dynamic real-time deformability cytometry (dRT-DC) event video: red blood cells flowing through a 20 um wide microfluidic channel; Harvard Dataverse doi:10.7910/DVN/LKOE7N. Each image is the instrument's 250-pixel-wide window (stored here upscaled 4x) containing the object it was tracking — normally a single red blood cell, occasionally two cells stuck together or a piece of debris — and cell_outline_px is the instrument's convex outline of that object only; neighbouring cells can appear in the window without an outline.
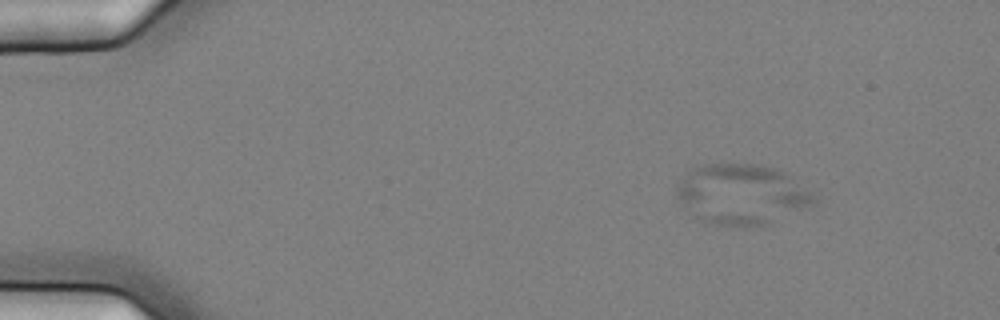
{"species": "common noctule bat (a hibernating species)", "species_latin": "Nyctalus noctula", "temperature_condition": "cold", "stored_images_in_passage": 4, "camera_frame_rate_fps": 3000, "um_per_image_px": 0.085, "animal": {"sex": "female", "body_mass_g": 25.1}, "frame": {"image": 1, "passage_image": 3, "time_ms": 0.667, "image_size_px": [1000, 320], "cell_outline_px": [[816, 200], [812, 204], [768, 224], [744, 228], [740, 228], [704, 224], [676, 196], [676, 184], [692, 168], [704, 164], [752, 164], [772, 168], [784, 172], [812, 192], [816, 196]], "centroid_in_image_um": [63.01, 16.55], "position_along_channel_um": 22.0, "area_um2": 48.15}}